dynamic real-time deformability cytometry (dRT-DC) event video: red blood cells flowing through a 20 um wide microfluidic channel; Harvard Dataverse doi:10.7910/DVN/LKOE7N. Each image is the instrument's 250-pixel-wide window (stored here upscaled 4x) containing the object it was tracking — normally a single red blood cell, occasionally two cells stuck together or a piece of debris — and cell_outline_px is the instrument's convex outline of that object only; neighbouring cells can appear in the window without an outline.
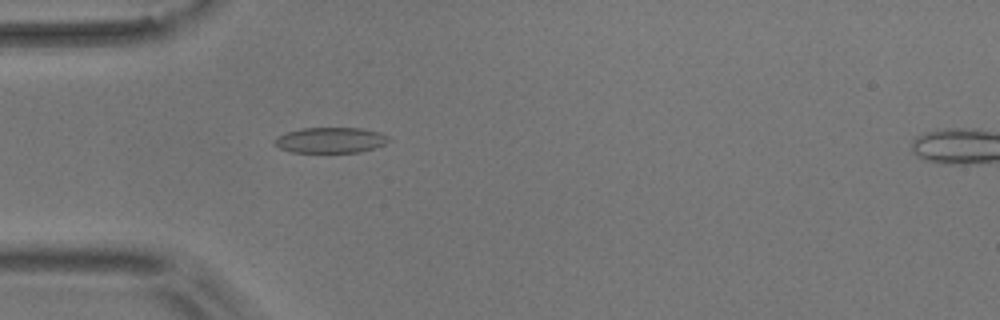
{"species": "common noctule bat (a hibernating species)", "species_latin": "Nyctalus noctula", "temperature_condition": "room temperature", "stored_images_in_passage": 2, "camera_frame_rate_fps": 3000, "um_per_image_px": 0.085, "animal": {"sex": "male", "body_mass_g": 17.9}, "frame": {"image": 1, "passage_image": 1, "time_ms": 0.0, "image_size_px": [1000, 320], "cell_outline_px": [[392, 140], [384, 144], [360, 152], [292, 152], [280, 148], [272, 144], [272, 140], [276, 136], [300, 128], [360, 128], [380, 132], [388, 136]], "centroid_in_image_um": [28.06, 11.91], "position_along_channel_um": 56.9, "area_um2": 17.11}}